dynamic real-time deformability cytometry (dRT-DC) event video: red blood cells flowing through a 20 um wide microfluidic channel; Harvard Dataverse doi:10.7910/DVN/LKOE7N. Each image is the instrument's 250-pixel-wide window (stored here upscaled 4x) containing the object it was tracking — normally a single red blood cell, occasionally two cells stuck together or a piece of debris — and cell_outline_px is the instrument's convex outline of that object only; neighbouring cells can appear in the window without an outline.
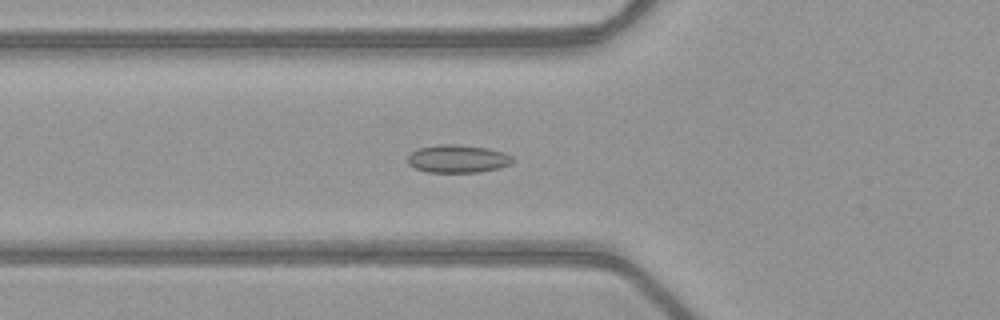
{"species": "common noctule bat (a hibernating species)", "species_latin": "Nyctalus noctula", "temperature_condition": "warm", "stored_images_in_passage": 40, "camera_frame_rate_fps": 3000, "um_per_image_px": 0.085, "animal": {"sex": "female", "body_mass_g": 21.9}, "frame": {"image": 1, "passage_image": 8, "time_ms": 2.333, "image_size_px": [1000, 320], "cell_outline_px": [[512, 164], [500, 168], [480, 172], [428, 172], [416, 168], [408, 164], [408, 156], [412, 152], [420, 148], [436, 144], [452, 144], [488, 148], [504, 152], [512, 156]], "centroid_in_image_um": [38.93, 13.5], "position_along_channel_um": 86.9, "area_um2": 17.05}}
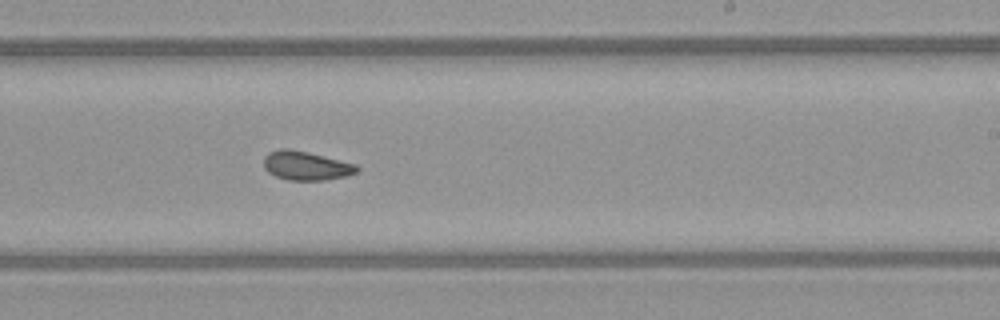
{"frame": {"image": 2, "passage_image": 21, "time_ms": 6.667, "image_size_px": [1000, 320], "cell_outline_px": [[360, 168], [356, 172], [348, 176], [324, 180], [288, 180], [276, 176], [268, 172], [264, 168], [264, 156], [268, 152], [280, 148], [288, 148], [308, 152], [356, 164]], "centroid_in_image_um": [26.0, 14.08], "position_along_channel_um": 263.0, "area_um2": 15.78}}
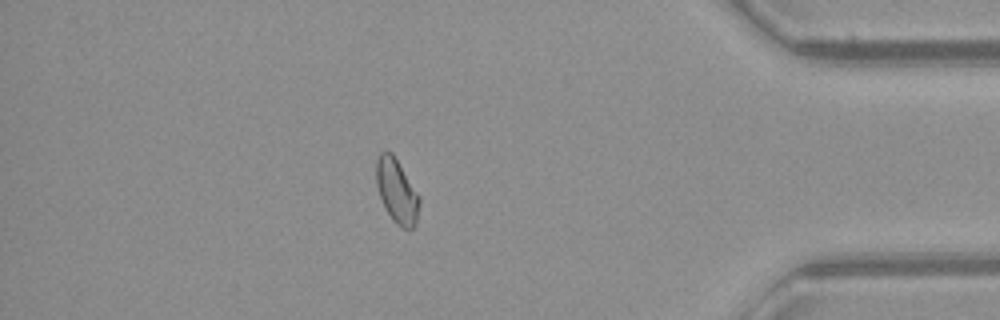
{"frame": {"image": 3, "passage_image": 34, "time_ms": 11.0, "image_size_px": [1000, 320], "cell_outline_px": [[420, 200], [416, 224], [412, 228], [400, 228], [392, 220], [380, 196], [376, 184], [376, 160], [380, 152], [392, 152], [420, 196]], "centroid_in_image_um": [33.73, 16.24], "position_along_channel_um": 401.5, "area_um2": 16.01}, "authors_computed_cell_mechanics": {"area_um2": 15.8661, "velocity_mm_per_s": 4.0401, "shape_relaxation_time_tau1_ms": null, "shape_relaxation_time_tau2_ms": 1.6042, "deformation_change_tau1": null, "deformation_change_tau2": 0.0616}}